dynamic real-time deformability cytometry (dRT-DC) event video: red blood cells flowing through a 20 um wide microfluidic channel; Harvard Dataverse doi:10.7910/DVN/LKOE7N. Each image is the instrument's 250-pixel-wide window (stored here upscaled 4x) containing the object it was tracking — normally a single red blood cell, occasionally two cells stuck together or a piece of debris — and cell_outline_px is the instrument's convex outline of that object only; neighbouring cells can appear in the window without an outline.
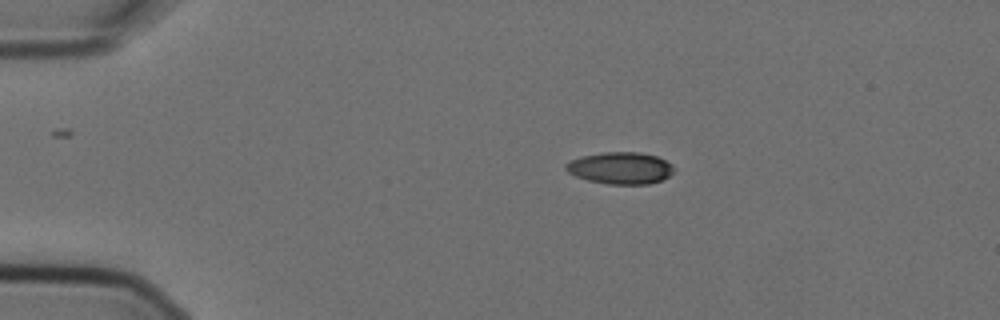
{"species": "Egyptian fruit bat (a non-hibernating species)", "species_latin": "Rousettus aegyptiacus", "temperature_condition": "cold", "stored_images_in_passage": 4, "camera_frame_rate_fps": 3000, "um_per_image_px": 0.085, "animal": {"sex": "female"}, "frame": {"image": 1, "passage_image": 1, "time_ms": 0.0, "image_size_px": [1000, 320], "cell_outline_px": [[676, 168], [668, 176], [660, 180], [648, 184], [608, 184], [588, 180], [576, 176], [568, 172], [564, 168], [564, 164], [580, 156], [604, 152], [640, 152], [656, 156], [672, 164]], "centroid_in_image_um": [52.72, 14.28], "position_along_channel_um": 32.3, "area_um2": 20.06}}
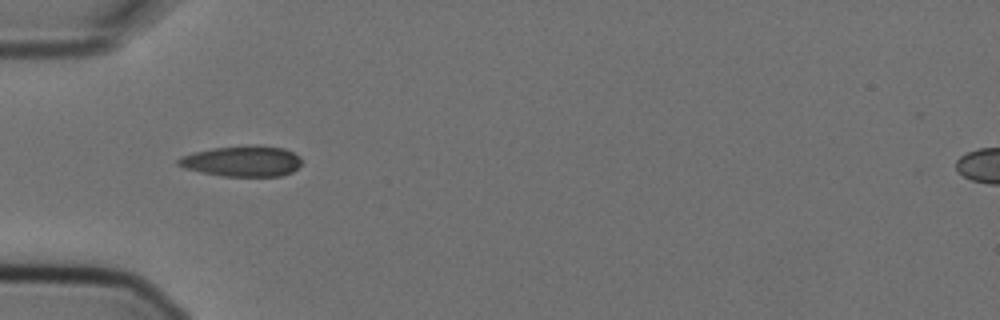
{"frame": {"image": 2, "passage_image": 3, "time_ms": 0.667, "image_size_px": [1000, 320], "cell_outline_px": [[300, 164], [292, 172], [280, 176], [220, 176], [200, 172], [184, 168], [176, 164], [176, 160], [180, 156], [212, 148], [284, 148], [300, 156]], "centroid_in_image_um": [20.53, 13.75], "position_along_channel_um": 64.5, "area_um2": 21.21}}
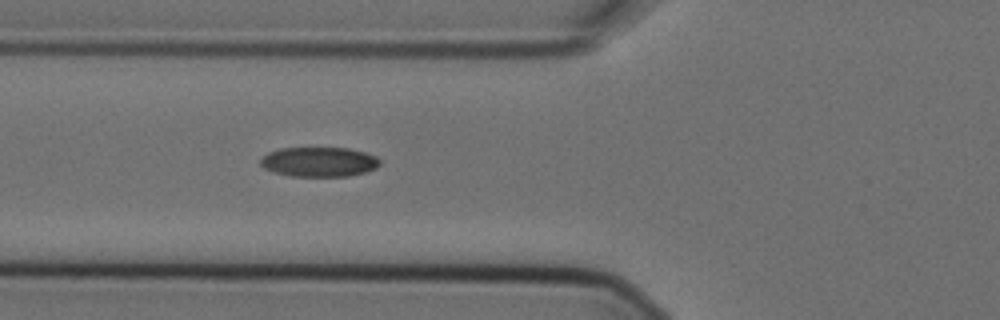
{"frame": {"image": 3, "passage_image": 4, "time_ms": 1.0, "image_size_px": [1000, 320], "cell_outline_px": [[380, 164], [376, 168], [364, 172], [348, 176], [292, 176], [276, 172], [264, 168], [260, 164], [260, 160], [268, 152], [280, 148], [348, 148], [364, 152], [376, 156], [380, 160]], "centroid_in_image_um": [27.13, 13.75], "position_along_channel_um": 98.7, "area_um2": 20.52}}